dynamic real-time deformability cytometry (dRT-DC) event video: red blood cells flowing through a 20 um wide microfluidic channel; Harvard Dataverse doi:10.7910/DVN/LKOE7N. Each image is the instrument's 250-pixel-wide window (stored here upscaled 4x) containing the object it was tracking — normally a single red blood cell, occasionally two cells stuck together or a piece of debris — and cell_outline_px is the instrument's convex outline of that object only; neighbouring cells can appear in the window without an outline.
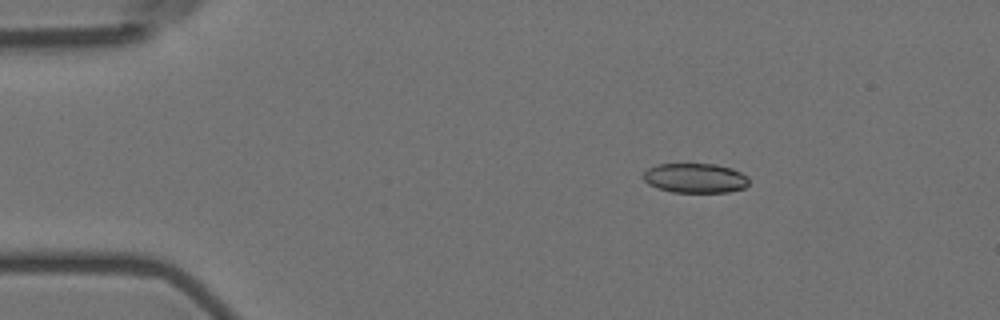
{"species": "Egyptian fruit bat (a non-hibernating species)", "species_latin": "Rousettus aegyptiacus", "temperature_condition": "room temperature", "stored_images_in_passage": 4, "camera_frame_rate_fps": 3000, "um_per_image_px": 0.085, "animal": {"sex": "female"}, "frame": {"image": 1, "passage_image": 1, "time_ms": 0.0, "image_size_px": [1000, 320], "cell_outline_px": [[748, 184], [744, 188], [728, 192], [672, 192], [656, 188], [648, 184], [644, 180], [644, 172], [648, 168], [656, 164], [716, 164], [732, 168], [748, 176]], "centroid_in_image_um": [59.09, 15.14], "position_along_channel_um": 25.9, "area_um2": 18.32}}
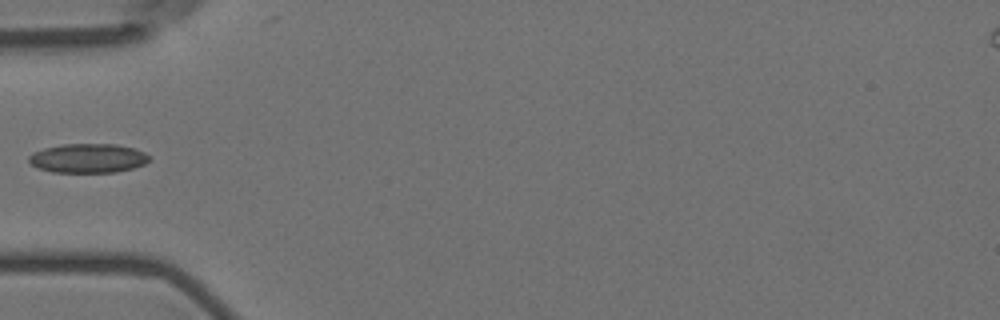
{"frame": {"image": 2, "passage_image": 4, "time_ms": 3.333, "image_size_px": [1000, 320], "cell_outline_px": [[148, 160], [144, 164], [132, 168], [116, 172], [52, 172], [40, 168], [32, 164], [28, 160], [28, 156], [32, 152], [44, 148], [64, 144], [116, 144], [132, 148], [144, 152], [148, 156]], "centroid_in_image_um": [7.45, 13.44], "position_along_channel_um": 77.6, "area_um2": 20.29}}